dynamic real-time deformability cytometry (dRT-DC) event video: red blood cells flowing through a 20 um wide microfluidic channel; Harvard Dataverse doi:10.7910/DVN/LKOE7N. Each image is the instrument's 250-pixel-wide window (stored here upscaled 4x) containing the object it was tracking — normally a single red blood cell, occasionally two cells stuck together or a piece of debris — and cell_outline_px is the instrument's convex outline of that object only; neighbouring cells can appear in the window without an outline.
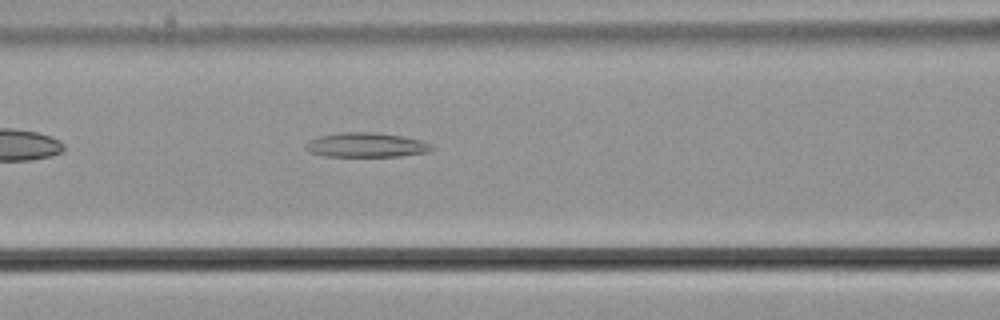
{"species": "common noctule bat (a hibernating species)", "species_latin": "Nyctalus noctula", "temperature_condition": "cold", "stored_images_in_passage": 39, "camera_frame_rate_fps": 3000, "um_per_image_px": 0.085, "animal": {"sex": "male", "body_mass_g": 21.5, "forearm_length_mm": 52.0}, "frame": {"image": 1, "passage_image": 6, "time_ms": 1.667, "image_size_px": [1000, 320], "cell_outline_px": [[432, 148], [428, 152], [400, 156], [324, 156], [312, 152], [304, 148], [304, 144], [320, 136], [340, 132], [376, 132], [404, 136], [420, 140], [432, 144]], "centroid_in_image_um": [31.14, 12.32], "position_along_channel_um": 135.5, "area_um2": 17.92}}
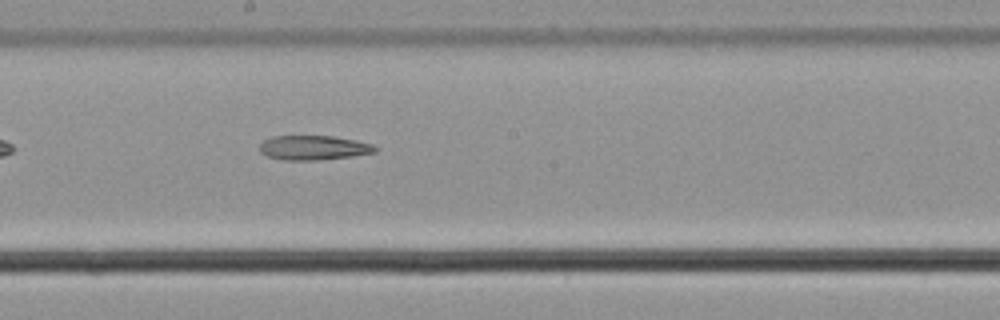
{"frame": {"image": 2, "passage_image": 13, "time_ms": 4.0, "image_size_px": [1000, 320], "cell_outline_px": [[376, 152], [352, 156], [316, 160], [284, 160], [268, 156], [260, 152], [260, 144], [264, 140], [272, 136], [332, 136], [356, 140], [372, 144], [376, 148]], "centroid_in_image_um": [26.64, 12.55], "position_along_channel_um": 221.6, "area_um2": 16.36}}
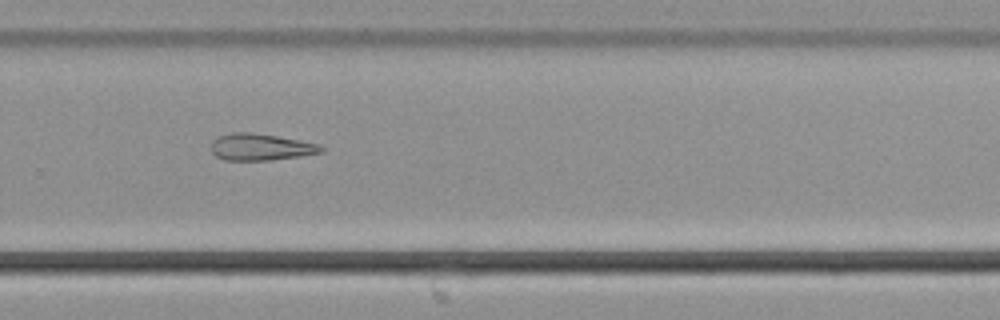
{"frame": {"image": 3, "passage_image": 20, "time_ms": 6.333, "image_size_px": [1000, 320], "cell_outline_px": [[324, 152], [300, 156], [272, 160], [224, 160], [216, 156], [212, 152], [212, 140], [220, 136], [232, 132], [252, 132], [276, 136], [320, 144], [324, 148]], "centroid_in_image_um": [22.17, 12.5], "position_along_channel_um": 307.6, "area_um2": 17.11}}